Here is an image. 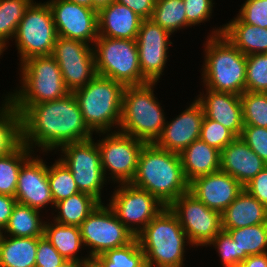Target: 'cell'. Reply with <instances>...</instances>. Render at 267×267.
Masks as SVG:
<instances>
[{"instance_id": "cell-9", "label": "cell", "mask_w": 267, "mask_h": 267, "mask_svg": "<svg viewBox=\"0 0 267 267\" xmlns=\"http://www.w3.org/2000/svg\"><path fill=\"white\" fill-rule=\"evenodd\" d=\"M58 38L48 3L33 1L19 22L13 43L17 47L20 65L35 56H49Z\"/></svg>"}, {"instance_id": "cell-3", "label": "cell", "mask_w": 267, "mask_h": 267, "mask_svg": "<svg viewBox=\"0 0 267 267\" xmlns=\"http://www.w3.org/2000/svg\"><path fill=\"white\" fill-rule=\"evenodd\" d=\"M210 32L203 44V88L241 95L246 91V56L222 34L223 25Z\"/></svg>"}, {"instance_id": "cell-44", "label": "cell", "mask_w": 267, "mask_h": 267, "mask_svg": "<svg viewBox=\"0 0 267 267\" xmlns=\"http://www.w3.org/2000/svg\"><path fill=\"white\" fill-rule=\"evenodd\" d=\"M241 138L267 164V128L244 126Z\"/></svg>"}, {"instance_id": "cell-18", "label": "cell", "mask_w": 267, "mask_h": 267, "mask_svg": "<svg viewBox=\"0 0 267 267\" xmlns=\"http://www.w3.org/2000/svg\"><path fill=\"white\" fill-rule=\"evenodd\" d=\"M15 198L18 203L42 212L49 204L51 209L55 208L48 182V165L37 152L22 164Z\"/></svg>"}, {"instance_id": "cell-2", "label": "cell", "mask_w": 267, "mask_h": 267, "mask_svg": "<svg viewBox=\"0 0 267 267\" xmlns=\"http://www.w3.org/2000/svg\"><path fill=\"white\" fill-rule=\"evenodd\" d=\"M131 184L148 191L165 206L189 191L180 155L154 143L143 146Z\"/></svg>"}, {"instance_id": "cell-30", "label": "cell", "mask_w": 267, "mask_h": 267, "mask_svg": "<svg viewBox=\"0 0 267 267\" xmlns=\"http://www.w3.org/2000/svg\"><path fill=\"white\" fill-rule=\"evenodd\" d=\"M99 204L93 196L79 192L55 204V212H51L54 215L52 220L59 224L79 227Z\"/></svg>"}, {"instance_id": "cell-40", "label": "cell", "mask_w": 267, "mask_h": 267, "mask_svg": "<svg viewBox=\"0 0 267 267\" xmlns=\"http://www.w3.org/2000/svg\"><path fill=\"white\" fill-rule=\"evenodd\" d=\"M235 138L236 136L223 125L204 116L199 139L221 152Z\"/></svg>"}, {"instance_id": "cell-53", "label": "cell", "mask_w": 267, "mask_h": 267, "mask_svg": "<svg viewBox=\"0 0 267 267\" xmlns=\"http://www.w3.org/2000/svg\"><path fill=\"white\" fill-rule=\"evenodd\" d=\"M87 267H101L94 259L88 260Z\"/></svg>"}, {"instance_id": "cell-13", "label": "cell", "mask_w": 267, "mask_h": 267, "mask_svg": "<svg viewBox=\"0 0 267 267\" xmlns=\"http://www.w3.org/2000/svg\"><path fill=\"white\" fill-rule=\"evenodd\" d=\"M106 204L136 237L166 207L148 191L131 183L117 184Z\"/></svg>"}, {"instance_id": "cell-39", "label": "cell", "mask_w": 267, "mask_h": 267, "mask_svg": "<svg viewBox=\"0 0 267 267\" xmlns=\"http://www.w3.org/2000/svg\"><path fill=\"white\" fill-rule=\"evenodd\" d=\"M246 91L267 92V53L246 56Z\"/></svg>"}, {"instance_id": "cell-48", "label": "cell", "mask_w": 267, "mask_h": 267, "mask_svg": "<svg viewBox=\"0 0 267 267\" xmlns=\"http://www.w3.org/2000/svg\"><path fill=\"white\" fill-rule=\"evenodd\" d=\"M16 203L17 200L15 197L6 194H0V228L2 230H4L8 224L12 210Z\"/></svg>"}, {"instance_id": "cell-26", "label": "cell", "mask_w": 267, "mask_h": 267, "mask_svg": "<svg viewBox=\"0 0 267 267\" xmlns=\"http://www.w3.org/2000/svg\"><path fill=\"white\" fill-rule=\"evenodd\" d=\"M222 34L245 56L267 53V28L244 23L236 16L223 24Z\"/></svg>"}, {"instance_id": "cell-52", "label": "cell", "mask_w": 267, "mask_h": 267, "mask_svg": "<svg viewBox=\"0 0 267 267\" xmlns=\"http://www.w3.org/2000/svg\"><path fill=\"white\" fill-rule=\"evenodd\" d=\"M84 7L92 8V0H68Z\"/></svg>"}, {"instance_id": "cell-31", "label": "cell", "mask_w": 267, "mask_h": 267, "mask_svg": "<svg viewBox=\"0 0 267 267\" xmlns=\"http://www.w3.org/2000/svg\"><path fill=\"white\" fill-rule=\"evenodd\" d=\"M40 210L21 203H16L3 235L11 237H42L44 235L45 221Z\"/></svg>"}, {"instance_id": "cell-55", "label": "cell", "mask_w": 267, "mask_h": 267, "mask_svg": "<svg viewBox=\"0 0 267 267\" xmlns=\"http://www.w3.org/2000/svg\"><path fill=\"white\" fill-rule=\"evenodd\" d=\"M2 235H3V230L0 228V240L2 238Z\"/></svg>"}, {"instance_id": "cell-15", "label": "cell", "mask_w": 267, "mask_h": 267, "mask_svg": "<svg viewBox=\"0 0 267 267\" xmlns=\"http://www.w3.org/2000/svg\"><path fill=\"white\" fill-rule=\"evenodd\" d=\"M51 56L58 62L70 92L84 87L97 75L92 45L58 36Z\"/></svg>"}, {"instance_id": "cell-29", "label": "cell", "mask_w": 267, "mask_h": 267, "mask_svg": "<svg viewBox=\"0 0 267 267\" xmlns=\"http://www.w3.org/2000/svg\"><path fill=\"white\" fill-rule=\"evenodd\" d=\"M3 96L0 101V157L14 152L23 143L21 114L7 93Z\"/></svg>"}, {"instance_id": "cell-22", "label": "cell", "mask_w": 267, "mask_h": 267, "mask_svg": "<svg viewBox=\"0 0 267 267\" xmlns=\"http://www.w3.org/2000/svg\"><path fill=\"white\" fill-rule=\"evenodd\" d=\"M220 157V170L243 186L267 166L241 137H236L227 145L220 152Z\"/></svg>"}, {"instance_id": "cell-50", "label": "cell", "mask_w": 267, "mask_h": 267, "mask_svg": "<svg viewBox=\"0 0 267 267\" xmlns=\"http://www.w3.org/2000/svg\"><path fill=\"white\" fill-rule=\"evenodd\" d=\"M88 260H65L60 267H87Z\"/></svg>"}, {"instance_id": "cell-12", "label": "cell", "mask_w": 267, "mask_h": 267, "mask_svg": "<svg viewBox=\"0 0 267 267\" xmlns=\"http://www.w3.org/2000/svg\"><path fill=\"white\" fill-rule=\"evenodd\" d=\"M100 203L79 226L82 241L90 259L107 250L123 247L136 237L116 217L113 210Z\"/></svg>"}, {"instance_id": "cell-14", "label": "cell", "mask_w": 267, "mask_h": 267, "mask_svg": "<svg viewBox=\"0 0 267 267\" xmlns=\"http://www.w3.org/2000/svg\"><path fill=\"white\" fill-rule=\"evenodd\" d=\"M194 248L206 247L222 230L221 214L208 208L189 191L169 206Z\"/></svg>"}, {"instance_id": "cell-42", "label": "cell", "mask_w": 267, "mask_h": 267, "mask_svg": "<svg viewBox=\"0 0 267 267\" xmlns=\"http://www.w3.org/2000/svg\"><path fill=\"white\" fill-rule=\"evenodd\" d=\"M237 16L244 23L267 28V0H245Z\"/></svg>"}, {"instance_id": "cell-37", "label": "cell", "mask_w": 267, "mask_h": 267, "mask_svg": "<svg viewBox=\"0 0 267 267\" xmlns=\"http://www.w3.org/2000/svg\"><path fill=\"white\" fill-rule=\"evenodd\" d=\"M48 182L54 204L80 192L71 171L58 158L48 166Z\"/></svg>"}, {"instance_id": "cell-10", "label": "cell", "mask_w": 267, "mask_h": 267, "mask_svg": "<svg viewBox=\"0 0 267 267\" xmlns=\"http://www.w3.org/2000/svg\"><path fill=\"white\" fill-rule=\"evenodd\" d=\"M94 139L64 144L56 152L61 153L57 158L71 171L79 191L104 203L102 190L108 182L103 173L99 148Z\"/></svg>"}, {"instance_id": "cell-28", "label": "cell", "mask_w": 267, "mask_h": 267, "mask_svg": "<svg viewBox=\"0 0 267 267\" xmlns=\"http://www.w3.org/2000/svg\"><path fill=\"white\" fill-rule=\"evenodd\" d=\"M38 237H11L0 240V267H35Z\"/></svg>"}, {"instance_id": "cell-20", "label": "cell", "mask_w": 267, "mask_h": 267, "mask_svg": "<svg viewBox=\"0 0 267 267\" xmlns=\"http://www.w3.org/2000/svg\"><path fill=\"white\" fill-rule=\"evenodd\" d=\"M243 189V185L221 170L196 177L189 182V192L208 208L220 214Z\"/></svg>"}, {"instance_id": "cell-27", "label": "cell", "mask_w": 267, "mask_h": 267, "mask_svg": "<svg viewBox=\"0 0 267 267\" xmlns=\"http://www.w3.org/2000/svg\"><path fill=\"white\" fill-rule=\"evenodd\" d=\"M44 235L66 260H91L88 255L80 257L85 249L80 229L77 226L63 225L45 218ZM48 219V221H47ZM53 221V222H52ZM79 253V254H78Z\"/></svg>"}, {"instance_id": "cell-49", "label": "cell", "mask_w": 267, "mask_h": 267, "mask_svg": "<svg viewBox=\"0 0 267 267\" xmlns=\"http://www.w3.org/2000/svg\"><path fill=\"white\" fill-rule=\"evenodd\" d=\"M238 267H267V252L248 256Z\"/></svg>"}, {"instance_id": "cell-32", "label": "cell", "mask_w": 267, "mask_h": 267, "mask_svg": "<svg viewBox=\"0 0 267 267\" xmlns=\"http://www.w3.org/2000/svg\"><path fill=\"white\" fill-rule=\"evenodd\" d=\"M237 242L238 266L250 255L267 252V223L238 229H222Z\"/></svg>"}, {"instance_id": "cell-1", "label": "cell", "mask_w": 267, "mask_h": 267, "mask_svg": "<svg viewBox=\"0 0 267 267\" xmlns=\"http://www.w3.org/2000/svg\"><path fill=\"white\" fill-rule=\"evenodd\" d=\"M15 107L21 114L22 142L34 152L57 154L64 144L94 137L73 92L53 101Z\"/></svg>"}, {"instance_id": "cell-4", "label": "cell", "mask_w": 267, "mask_h": 267, "mask_svg": "<svg viewBox=\"0 0 267 267\" xmlns=\"http://www.w3.org/2000/svg\"><path fill=\"white\" fill-rule=\"evenodd\" d=\"M136 238L145 254L147 267H184L186 247L189 245V248H194L168 206Z\"/></svg>"}, {"instance_id": "cell-54", "label": "cell", "mask_w": 267, "mask_h": 267, "mask_svg": "<svg viewBox=\"0 0 267 267\" xmlns=\"http://www.w3.org/2000/svg\"><path fill=\"white\" fill-rule=\"evenodd\" d=\"M4 49L0 46V58L3 57ZM2 55V56H1Z\"/></svg>"}, {"instance_id": "cell-35", "label": "cell", "mask_w": 267, "mask_h": 267, "mask_svg": "<svg viewBox=\"0 0 267 267\" xmlns=\"http://www.w3.org/2000/svg\"><path fill=\"white\" fill-rule=\"evenodd\" d=\"M34 0H0V46L6 51L13 42L19 22Z\"/></svg>"}, {"instance_id": "cell-41", "label": "cell", "mask_w": 267, "mask_h": 267, "mask_svg": "<svg viewBox=\"0 0 267 267\" xmlns=\"http://www.w3.org/2000/svg\"><path fill=\"white\" fill-rule=\"evenodd\" d=\"M215 248L220 264L223 267H238V247L237 242L234 241L230 235L221 230L213 240L206 246Z\"/></svg>"}, {"instance_id": "cell-25", "label": "cell", "mask_w": 267, "mask_h": 267, "mask_svg": "<svg viewBox=\"0 0 267 267\" xmlns=\"http://www.w3.org/2000/svg\"><path fill=\"white\" fill-rule=\"evenodd\" d=\"M179 155L188 182L220 170V151L201 139L195 140Z\"/></svg>"}, {"instance_id": "cell-16", "label": "cell", "mask_w": 267, "mask_h": 267, "mask_svg": "<svg viewBox=\"0 0 267 267\" xmlns=\"http://www.w3.org/2000/svg\"><path fill=\"white\" fill-rule=\"evenodd\" d=\"M172 34L151 19L142 20L136 37L140 71L149 82H160L169 60Z\"/></svg>"}, {"instance_id": "cell-43", "label": "cell", "mask_w": 267, "mask_h": 267, "mask_svg": "<svg viewBox=\"0 0 267 267\" xmlns=\"http://www.w3.org/2000/svg\"><path fill=\"white\" fill-rule=\"evenodd\" d=\"M183 2L187 23L191 27L208 22L213 16V7H215L214 0H183Z\"/></svg>"}, {"instance_id": "cell-46", "label": "cell", "mask_w": 267, "mask_h": 267, "mask_svg": "<svg viewBox=\"0 0 267 267\" xmlns=\"http://www.w3.org/2000/svg\"><path fill=\"white\" fill-rule=\"evenodd\" d=\"M244 189L267 207V166L250 180Z\"/></svg>"}, {"instance_id": "cell-36", "label": "cell", "mask_w": 267, "mask_h": 267, "mask_svg": "<svg viewBox=\"0 0 267 267\" xmlns=\"http://www.w3.org/2000/svg\"><path fill=\"white\" fill-rule=\"evenodd\" d=\"M94 260L101 267H147L137 238L123 247L105 251Z\"/></svg>"}, {"instance_id": "cell-34", "label": "cell", "mask_w": 267, "mask_h": 267, "mask_svg": "<svg viewBox=\"0 0 267 267\" xmlns=\"http://www.w3.org/2000/svg\"><path fill=\"white\" fill-rule=\"evenodd\" d=\"M34 153L23 143L12 153L0 157V194L15 197L22 164Z\"/></svg>"}, {"instance_id": "cell-24", "label": "cell", "mask_w": 267, "mask_h": 267, "mask_svg": "<svg viewBox=\"0 0 267 267\" xmlns=\"http://www.w3.org/2000/svg\"><path fill=\"white\" fill-rule=\"evenodd\" d=\"M267 223V207L243 189L221 213L222 229H238Z\"/></svg>"}, {"instance_id": "cell-38", "label": "cell", "mask_w": 267, "mask_h": 267, "mask_svg": "<svg viewBox=\"0 0 267 267\" xmlns=\"http://www.w3.org/2000/svg\"><path fill=\"white\" fill-rule=\"evenodd\" d=\"M240 100L244 126L267 128V94L245 91Z\"/></svg>"}, {"instance_id": "cell-7", "label": "cell", "mask_w": 267, "mask_h": 267, "mask_svg": "<svg viewBox=\"0 0 267 267\" xmlns=\"http://www.w3.org/2000/svg\"><path fill=\"white\" fill-rule=\"evenodd\" d=\"M19 84L7 94L14 105H34L66 96L58 62L51 56H35L19 65ZM21 74V75H20Z\"/></svg>"}, {"instance_id": "cell-11", "label": "cell", "mask_w": 267, "mask_h": 267, "mask_svg": "<svg viewBox=\"0 0 267 267\" xmlns=\"http://www.w3.org/2000/svg\"><path fill=\"white\" fill-rule=\"evenodd\" d=\"M96 134L102 138L96 142L108 183H113V186L115 183H131L137 170L140 152L146 143L120 131Z\"/></svg>"}, {"instance_id": "cell-23", "label": "cell", "mask_w": 267, "mask_h": 267, "mask_svg": "<svg viewBox=\"0 0 267 267\" xmlns=\"http://www.w3.org/2000/svg\"><path fill=\"white\" fill-rule=\"evenodd\" d=\"M142 18L115 0L98 11L99 36L116 39H136Z\"/></svg>"}, {"instance_id": "cell-5", "label": "cell", "mask_w": 267, "mask_h": 267, "mask_svg": "<svg viewBox=\"0 0 267 267\" xmlns=\"http://www.w3.org/2000/svg\"><path fill=\"white\" fill-rule=\"evenodd\" d=\"M158 82L126 86L123 92L121 121L118 131L153 144L161 136L166 114L155 95Z\"/></svg>"}, {"instance_id": "cell-21", "label": "cell", "mask_w": 267, "mask_h": 267, "mask_svg": "<svg viewBox=\"0 0 267 267\" xmlns=\"http://www.w3.org/2000/svg\"><path fill=\"white\" fill-rule=\"evenodd\" d=\"M195 99L203 107L207 119L217 121L236 137H241L244 122L240 95L205 88Z\"/></svg>"}, {"instance_id": "cell-33", "label": "cell", "mask_w": 267, "mask_h": 267, "mask_svg": "<svg viewBox=\"0 0 267 267\" xmlns=\"http://www.w3.org/2000/svg\"><path fill=\"white\" fill-rule=\"evenodd\" d=\"M150 19L172 35L184 28H191L187 23L183 0H156Z\"/></svg>"}, {"instance_id": "cell-19", "label": "cell", "mask_w": 267, "mask_h": 267, "mask_svg": "<svg viewBox=\"0 0 267 267\" xmlns=\"http://www.w3.org/2000/svg\"><path fill=\"white\" fill-rule=\"evenodd\" d=\"M203 118V107L193 99L187 108L173 119L168 121L166 118L161 136L154 144L161 149L180 154L199 139Z\"/></svg>"}, {"instance_id": "cell-51", "label": "cell", "mask_w": 267, "mask_h": 267, "mask_svg": "<svg viewBox=\"0 0 267 267\" xmlns=\"http://www.w3.org/2000/svg\"><path fill=\"white\" fill-rule=\"evenodd\" d=\"M114 0H92V8L99 11L101 8L106 7L110 2Z\"/></svg>"}, {"instance_id": "cell-17", "label": "cell", "mask_w": 267, "mask_h": 267, "mask_svg": "<svg viewBox=\"0 0 267 267\" xmlns=\"http://www.w3.org/2000/svg\"><path fill=\"white\" fill-rule=\"evenodd\" d=\"M60 37L94 45L98 38V11L68 0L46 1Z\"/></svg>"}, {"instance_id": "cell-47", "label": "cell", "mask_w": 267, "mask_h": 267, "mask_svg": "<svg viewBox=\"0 0 267 267\" xmlns=\"http://www.w3.org/2000/svg\"><path fill=\"white\" fill-rule=\"evenodd\" d=\"M115 1L129 7L143 20L151 18L156 3V0H115Z\"/></svg>"}, {"instance_id": "cell-6", "label": "cell", "mask_w": 267, "mask_h": 267, "mask_svg": "<svg viewBox=\"0 0 267 267\" xmlns=\"http://www.w3.org/2000/svg\"><path fill=\"white\" fill-rule=\"evenodd\" d=\"M125 87L111 78L96 75L84 87L73 91L84 122L94 134L118 131Z\"/></svg>"}, {"instance_id": "cell-45", "label": "cell", "mask_w": 267, "mask_h": 267, "mask_svg": "<svg viewBox=\"0 0 267 267\" xmlns=\"http://www.w3.org/2000/svg\"><path fill=\"white\" fill-rule=\"evenodd\" d=\"M65 260L45 235L38 237L35 267H60Z\"/></svg>"}, {"instance_id": "cell-8", "label": "cell", "mask_w": 267, "mask_h": 267, "mask_svg": "<svg viewBox=\"0 0 267 267\" xmlns=\"http://www.w3.org/2000/svg\"><path fill=\"white\" fill-rule=\"evenodd\" d=\"M93 51L97 75L111 78L125 86L149 82L140 71L136 39L98 36Z\"/></svg>"}]
</instances>
